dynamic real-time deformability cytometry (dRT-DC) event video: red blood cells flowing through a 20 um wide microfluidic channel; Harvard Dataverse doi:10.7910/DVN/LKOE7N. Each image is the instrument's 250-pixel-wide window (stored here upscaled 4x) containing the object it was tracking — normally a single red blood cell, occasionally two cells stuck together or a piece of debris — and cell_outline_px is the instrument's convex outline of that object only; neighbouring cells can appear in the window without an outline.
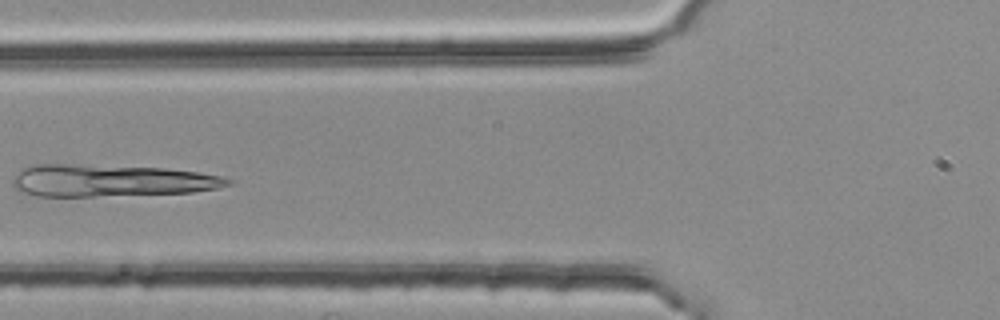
{"species": "common noctule bat (a hibernating species)", "species_latin": "Nyctalus noctula", "temperature_condition": "room temperature", "stored_images_in_passage": 4, "camera_frame_rate_fps": 3000, "um_per_image_px": 0.085, "animal": {"sex": "female", "body_mass_g": 25.1}, "frame": {"image": 1, "passage_image": 4, "time_ms": 1.0, "image_size_px": [1000, 320], "cell_outline_px": [[232, 184], [220, 188], [192, 192], [92, 196], [36, 196], [24, 192], [16, 188], [12, 184], [12, 180], [24, 168], [36, 164], [76, 164], [164, 168], [196, 172], [224, 176], [232, 180]], "centroid_in_image_um": [9.47, 15.34], "position_along_channel_um": 116.3, "area_um2": 40.0}}